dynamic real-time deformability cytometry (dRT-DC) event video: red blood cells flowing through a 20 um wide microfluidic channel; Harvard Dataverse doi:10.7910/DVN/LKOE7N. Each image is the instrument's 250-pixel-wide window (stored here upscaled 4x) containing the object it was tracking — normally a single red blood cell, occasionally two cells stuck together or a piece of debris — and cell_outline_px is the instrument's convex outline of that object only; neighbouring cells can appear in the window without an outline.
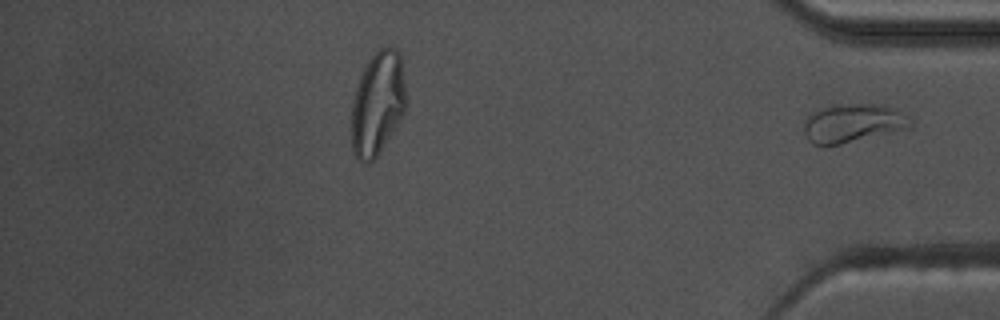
{"species": "common noctule bat (a hibernating species)", "species_latin": "Nyctalus noctula", "temperature_condition": "warm", "stored_images_in_passage": 49, "segment_of_instrument_passage": [2, 2], "camera_frame_rate_fps": 3000, "um_per_image_px": 0.085, "animal": {"sex": "male", "body_mass_g": 17.5, "forearm_length_mm": 52.3}, "frame": {"image": 1, "passage_image": 49, "time_ms": 16.0, "image_size_px": [1000, 320], "cell_outline_px": [[912, 128], [840, 144], [812, 144], [808, 140], [804, 132], [804, 124], [808, 116], [820, 108], [832, 104], [872, 104], [896, 108], [908, 116], [912, 124]], "centroid_in_image_um": [72.52, 10.46], "position_along_channel_um": 362.7, "area_um2": 23.93}}